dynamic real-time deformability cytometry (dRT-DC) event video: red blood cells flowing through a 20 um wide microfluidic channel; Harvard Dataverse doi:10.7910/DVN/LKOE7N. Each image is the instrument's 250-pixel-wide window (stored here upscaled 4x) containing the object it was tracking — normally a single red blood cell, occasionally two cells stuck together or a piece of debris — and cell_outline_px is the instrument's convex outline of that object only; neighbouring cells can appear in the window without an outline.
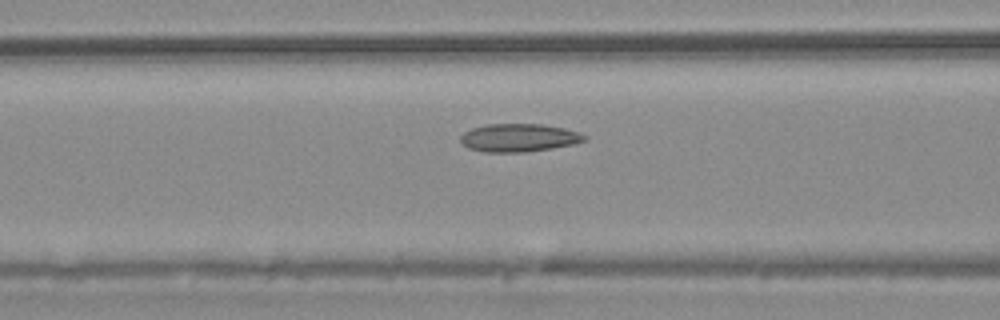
{"species": "common noctule bat (a hibernating species)", "species_latin": "Nyctalus noctula", "temperature_condition": "warm", "stored_images_in_passage": 53, "camera_frame_rate_fps": 3000, "um_per_image_px": 0.085, "animal": {"sex": "male", "body_mass_g": 20.4}, "frame": {"image": 1, "passage_image": 21, "time_ms": 6.667, "image_size_px": [1000, 320], "cell_outline_px": [[588, 140], [572, 144], [552, 148], [524, 152], [484, 152], [468, 148], [460, 140], [460, 136], [464, 132], [472, 128], [484, 124], [544, 124], [564, 128], [580, 132], [588, 136]], "centroid_in_image_um": [44.13, 11.7], "position_along_channel_um": 122.5, "area_um2": 20.4}}
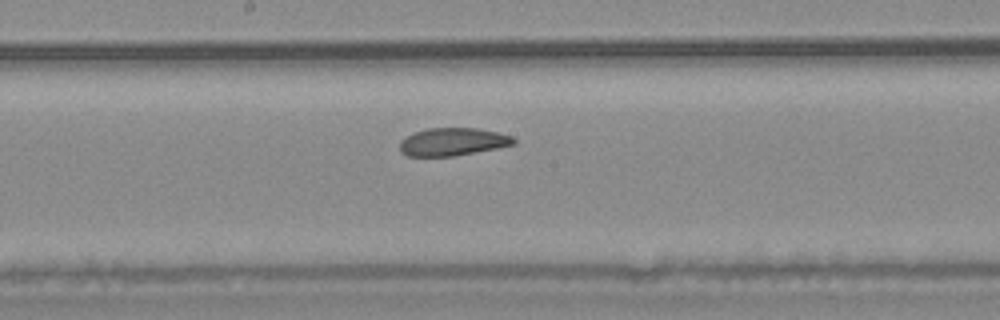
{"frame": {"image": 2, "passage_image": 28, "time_ms": 9.0, "image_size_px": [1000, 320], "cell_outline_px": [[516, 144], [496, 148], [452, 156], [408, 156], [400, 152], [400, 140], [404, 136], [412, 132], [428, 128], [476, 128], [496, 132], [512, 136], [516, 140]], "centroid_in_image_um": [38.43, 12.04], "position_along_channel_um": 209.8, "area_um2": 18.5}}
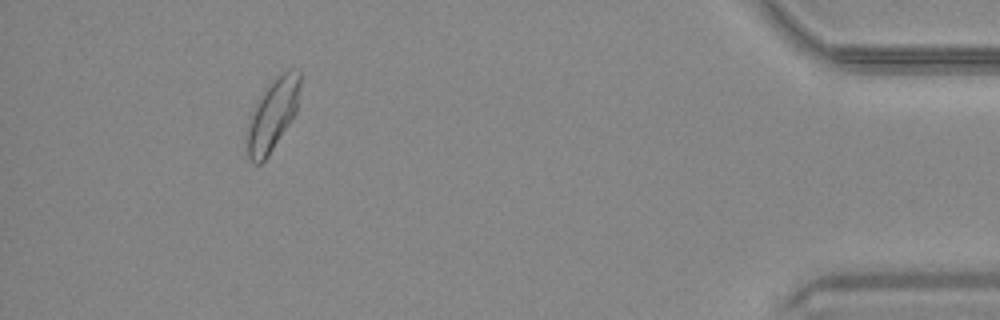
{"frame": {"image": 3, "passage_image": 49, "time_ms": 16.0, "image_size_px": [1000, 320], "cell_outline_px": [[300, 88], [296, 112], [268, 156], [260, 164], [256, 164], [248, 156], [244, 140], [244, 132], [252, 108], [264, 88], [280, 72], [288, 68], [292, 68], [300, 72]], "centroid_in_image_um": [23.11, 9.73], "position_along_channel_um": 412.1, "area_um2": 22.77}, "authors_computed_cell_mechanics": {"area_um2": 20.5768, "velocity_mm_per_s": 3.737, "shape_relaxation_time_tau1_ms": 6.7111, "shape_relaxation_time_tau2_ms": 2.584, "deformation_change_tau1": 0.1353, "deformation_change_tau2": 0.064}}